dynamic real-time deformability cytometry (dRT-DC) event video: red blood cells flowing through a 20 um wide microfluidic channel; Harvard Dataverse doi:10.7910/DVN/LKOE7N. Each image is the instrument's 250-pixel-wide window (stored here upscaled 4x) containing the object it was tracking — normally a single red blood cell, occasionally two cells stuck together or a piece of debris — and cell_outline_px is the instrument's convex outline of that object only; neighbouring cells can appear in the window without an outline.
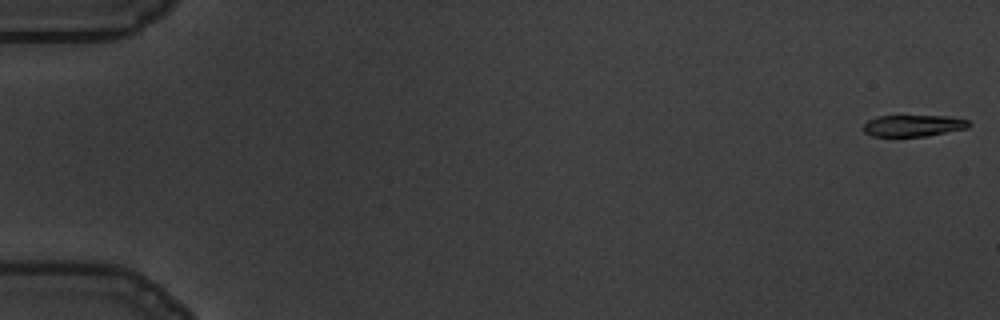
{"species": "common noctule bat (a hibernating species)", "species_latin": "Nyctalus noctula", "temperature_condition": "warm", "stored_images_in_passage": 59, "camera_frame_rate_fps": 3000, "um_per_image_px": 0.085, "animal": {"sex": "male", "body_mass_g": 19.5, "forearm_length_mm": 54.6}, "frame": {"image": 1, "passage_image": 1, "time_ms": 0.0, "image_size_px": [1000, 320], "cell_outline_px": [[972, 124], [968, 128], [928, 136], [872, 136], [864, 132], [864, 124], [868, 120], [876, 116], [948, 116], [968, 120]], "centroid_in_image_um": [77.66, 10.68], "position_along_channel_um": 7.3, "area_um2": 13.29}}
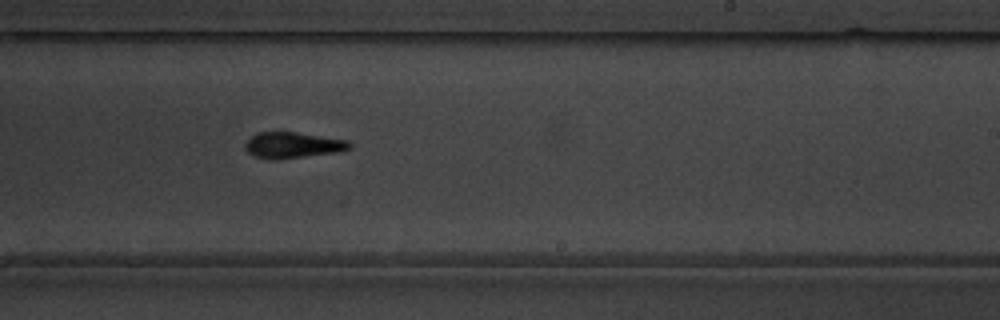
{"frame": {"image": 2, "passage_image": 37, "time_ms": 12.0, "image_size_px": [1000, 320], "cell_outline_px": [[352, 148], [344, 152], [276, 160], [268, 160], [256, 156], [248, 152], [244, 148], [244, 144], [252, 136], [260, 132], [296, 132], [348, 140], [352, 144]], "centroid_in_image_um": [24.95, 12.35], "position_along_channel_um": 264.1, "area_um2": 16.13}}
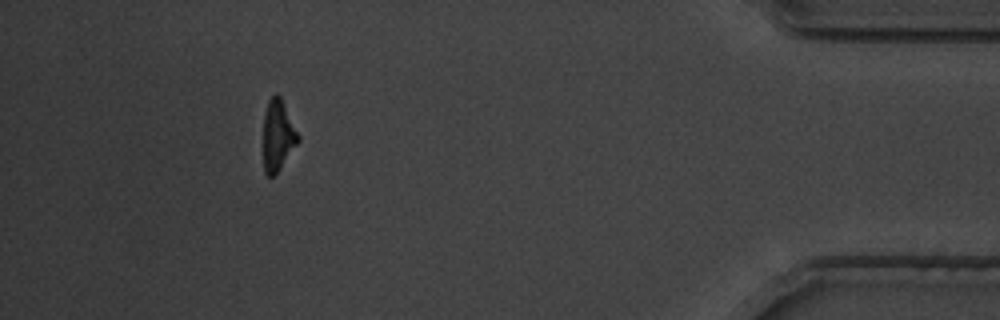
{"frame": {"image": 3, "passage_image": 54, "time_ms": 17.667, "image_size_px": [1000, 320], "cell_outline_px": [[300, 140], [276, 176], [268, 176], [264, 172], [264, 112], [268, 100], [276, 92], [280, 96], [300, 136]], "centroid_in_image_um": [23.63, 11.53], "position_along_channel_um": 411.6, "area_um2": 14.51}, "authors_computed_cell_mechanics": {"area_um2": 15.5482, "velocity_mm_per_s": 3.5233, "shape_relaxation_time_tau1_ms": 3.3679, "shape_relaxation_time_tau2_ms": 5.0028, "deformation_change_tau1": 0.2142, "deformation_change_tau2": 0.1206}}